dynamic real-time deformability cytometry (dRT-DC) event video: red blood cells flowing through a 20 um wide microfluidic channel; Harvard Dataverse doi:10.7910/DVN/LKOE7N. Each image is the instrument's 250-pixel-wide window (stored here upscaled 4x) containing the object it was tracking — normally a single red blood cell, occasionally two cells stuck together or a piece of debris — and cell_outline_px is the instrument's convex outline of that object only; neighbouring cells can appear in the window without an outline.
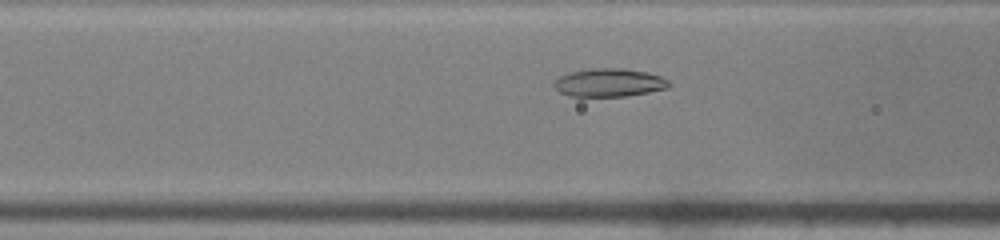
{"species": "common noctule bat (a hibernating species)", "species_latin": "Nyctalus noctula", "temperature_condition": "warm", "stored_images_in_passage": 39, "camera_frame_rate_fps": 3000, "um_per_image_px": 0.085, "animal": {"sex": "male", "body_mass_g": 19.0, "forearm_length_mm": 50.8}, "frame": {"image": 1, "passage_image": 10, "time_ms": 3.0, "image_size_px": [1000, 240], "cell_outline_px": [[672, 84], [668, 88], [628, 96], [568, 96], [560, 92], [552, 84], [560, 76], [572, 72], [592, 68], [624, 68], [648, 72], [660, 76], [668, 80]], "centroid_in_image_um": [51.81, 7.02], "position_along_channel_um": 114.8, "area_um2": 18.9}}
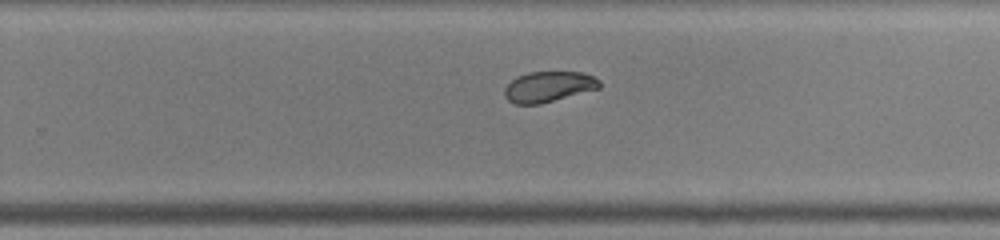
{"frame": {"image": 2, "passage_image": 22, "time_ms": 7.0, "image_size_px": [1000, 240], "cell_outline_px": [[600, 88], [540, 104], [516, 104], [508, 100], [504, 96], [504, 88], [516, 76], [528, 72], [580, 72], [592, 76], [600, 80]], "centroid_in_image_um": [46.6, 7.37], "position_along_channel_um": 283.2, "area_um2": 16.88}}
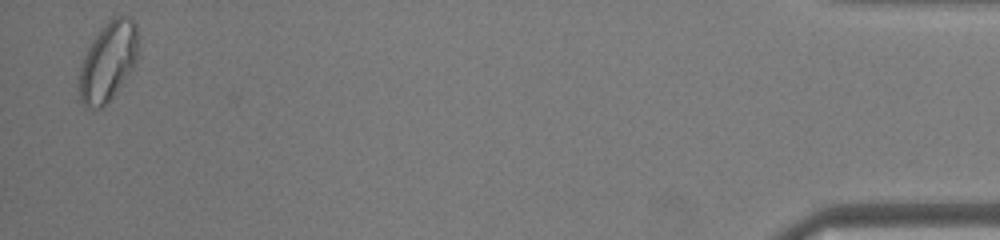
{"frame": {"image": 3, "passage_image": 38, "time_ms": 12.333, "image_size_px": [1000, 240], "cell_outline_px": [[136, 64], [112, 96], [100, 108], [84, 108], [80, 100], [80, 68], [84, 56], [92, 40], [104, 24], [112, 16], [128, 16], [136, 24]], "centroid_in_image_um": [9.17, 5.21], "position_along_channel_um": 426.0, "area_um2": 26.7}, "authors_computed_cell_mechanics": {"area_um2": 19.074, "velocity_mm_per_s": 4.2185, "shape_relaxation_time_tau1_ms": 7.2932, "shape_relaxation_time_tau2_ms": 1.1743, "deformation_change_tau1": 0.1452, "deformation_change_tau2": 0.0543}}